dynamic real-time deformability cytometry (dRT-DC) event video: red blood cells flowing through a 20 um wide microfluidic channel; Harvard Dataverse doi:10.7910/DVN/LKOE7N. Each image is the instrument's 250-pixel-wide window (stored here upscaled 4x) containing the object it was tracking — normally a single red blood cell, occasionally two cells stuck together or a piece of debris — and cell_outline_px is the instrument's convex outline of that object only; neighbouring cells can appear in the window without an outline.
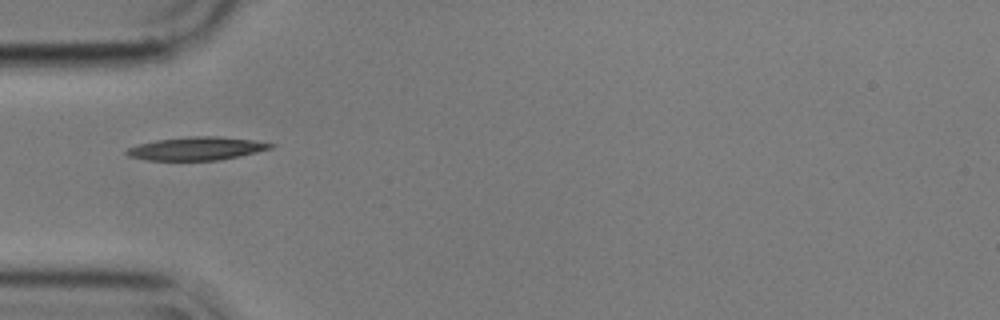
{"species": "common noctule bat (a hibernating species)", "species_latin": "Nyctalus noctula", "temperature_condition": "cold", "stored_images_in_passage": 7, "camera_frame_rate_fps": 3000, "um_per_image_px": 0.085, "animal": {"sex": "male", "body_mass_g": 17.9}, "frame": {"image": 1, "passage_image": 4, "time_ms": 1.0, "image_size_px": [1000, 320], "cell_outline_px": [[276, 144], [272, 148], [240, 156], [220, 160], [148, 160], [128, 156], [124, 152], [128, 148], [140, 144], [156, 140], [188, 136], [220, 136], [252, 140]], "centroid_in_image_um": [16.72, 12.62], "position_along_channel_um": 68.3, "area_um2": 19.42}}
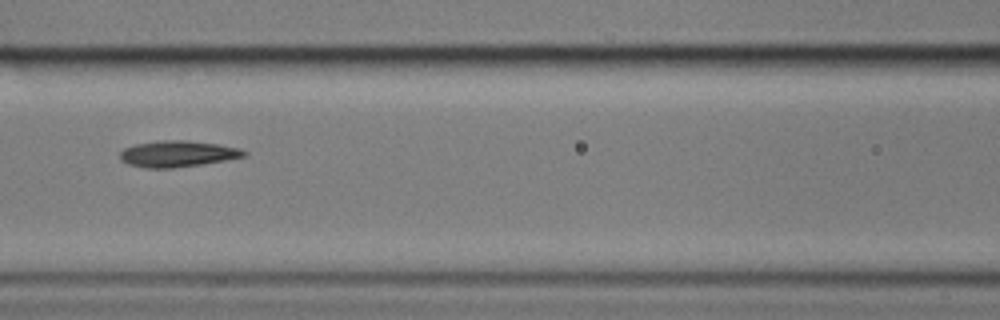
{"frame": {"image": 2, "passage_image": 6, "time_ms": 1.667, "image_size_px": [1000, 320], "cell_outline_px": [[248, 156], [200, 164], [172, 168], [144, 168], [128, 164], [120, 160], [120, 152], [124, 148], [136, 144], [164, 140], [188, 140], [220, 144], [240, 148], [248, 152]], "centroid_in_image_um": [15.12, 13.07], "position_along_channel_um": 151.5, "area_um2": 19.02}}
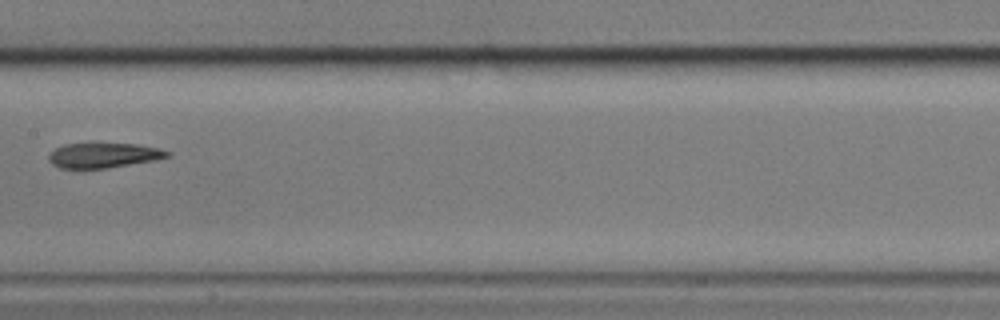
{"frame": {"image": 3, "passage_image": 7, "time_ms": 2.0, "image_size_px": [1000, 320], "cell_outline_px": [[172, 152], [168, 156], [152, 160], [108, 168], [60, 168], [52, 164], [48, 160], [48, 156], [56, 148], [64, 144], [136, 144], [160, 148]], "centroid_in_image_um": [8.79, 13.2], "position_along_channel_um": 198.6, "area_um2": 16.94}}